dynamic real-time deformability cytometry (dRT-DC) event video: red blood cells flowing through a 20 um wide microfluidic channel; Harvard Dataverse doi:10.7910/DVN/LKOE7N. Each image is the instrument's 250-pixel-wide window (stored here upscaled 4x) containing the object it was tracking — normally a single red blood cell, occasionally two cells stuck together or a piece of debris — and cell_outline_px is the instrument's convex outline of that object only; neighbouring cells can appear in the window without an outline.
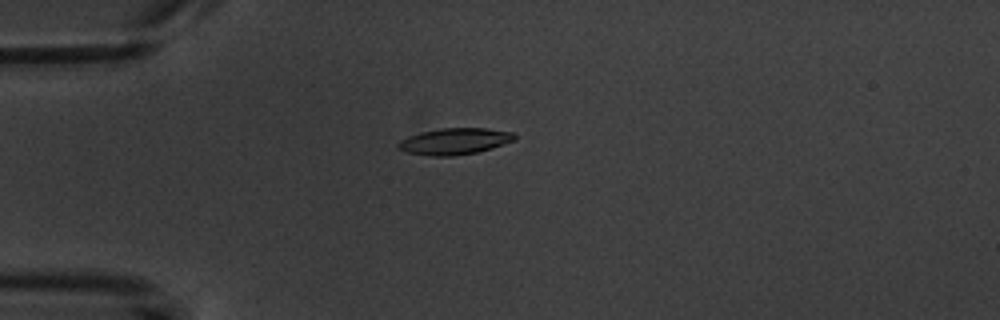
{"species": "common noctule bat (a hibernating species)", "species_latin": "Nyctalus noctula", "temperature_condition": "warm", "stored_images_in_passage": 5, "camera_frame_rate_fps": 3000, "um_per_image_px": 0.085, "animal": {"sex": "male", "body_mass_g": 20.1, "forearm_length_mm": 53.5}, "frame": {"image": 1, "passage_image": 5, "time_ms": 4.667, "image_size_px": [1000, 320], "cell_outline_px": [[516, 140], [492, 148], [476, 152], [452, 156], [432, 156], [408, 152], [396, 148], [396, 144], [400, 140], [408, 136], [420, 132], [440, 128], [488, 128], [512, 132], [516, 136]], "centroid_in_image_um": [38.63, 12.0], "position_along_channel_um": 46.4, "area_um2": 17.98}}